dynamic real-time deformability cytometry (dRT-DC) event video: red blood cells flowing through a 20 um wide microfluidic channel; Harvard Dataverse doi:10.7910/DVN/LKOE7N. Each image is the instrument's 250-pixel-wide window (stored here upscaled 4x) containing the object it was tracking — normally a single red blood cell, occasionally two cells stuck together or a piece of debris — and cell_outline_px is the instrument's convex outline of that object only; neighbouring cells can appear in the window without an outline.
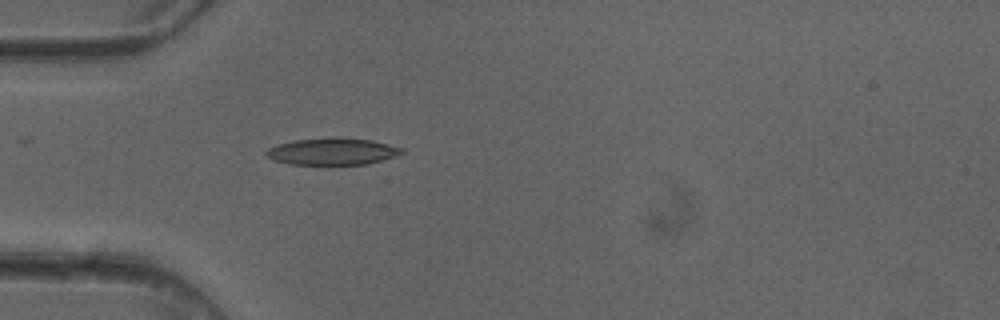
{"species": "common noctule bat (a hibernating species)", "species_latin": "Nyctalus noctula", "temperature_condition": "cold", "stored_images_in_passage": 2, "camera_frame_rate_fps": 3000, "um_per_image_px": 0.085, "animal": {"sex": "female"}, "frame": {"image": 1, "passage_image": 2, "time_ms": 0.333, "image_size_px": [1000, 320], "cell_outline_px": [[404, 152], [396, 156], [368, 164], [288, 164], [272, 160], [264, 152], [268, 148], [276, 144], [292, 140], [332, 136], [336, 136], [372, 140], [404, 148]], "centroid_in_image_um": [28.23, 12.85], "position_along_channel_um": 56.8, "area_um2": 21.62}}